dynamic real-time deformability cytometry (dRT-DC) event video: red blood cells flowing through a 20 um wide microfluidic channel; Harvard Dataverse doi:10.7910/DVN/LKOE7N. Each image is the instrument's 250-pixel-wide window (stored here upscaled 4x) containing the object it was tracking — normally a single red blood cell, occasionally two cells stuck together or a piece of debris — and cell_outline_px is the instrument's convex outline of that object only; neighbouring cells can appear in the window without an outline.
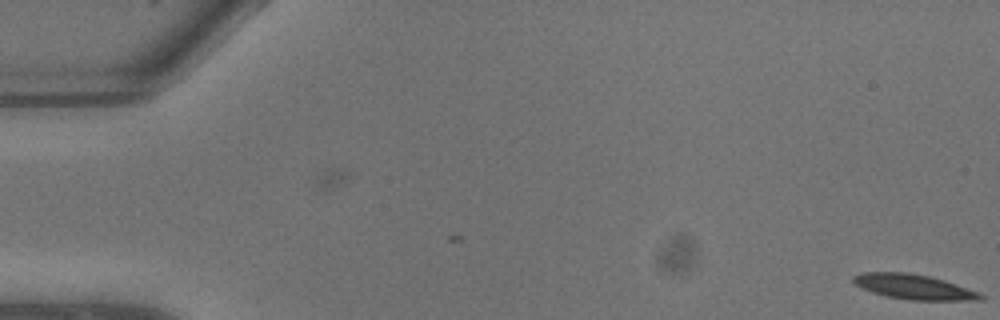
{"species": "common noctule bat (a hibernating species)", "species_latin": "Nyctalus noctula", "temperature_condition": "warm", "stored_images_in_passage": 8, "camera_frame_rate_fps": 3000, "um_per_image_px": 0.085, "animal": {"sex": "male", "body_mass_g": 13.3}, "frame": {"image": 1, "passage_image": 1, "time_ms": 0.0, "image_size_px": [1000, 320], "cell_outline_px": [[984, 296], [980, 300], [908, 300], [884, 296], [872, 292], [856, 284], [852, 280], [852, 276], [864, 272], [904, 272], [928, 276], [944, 280], [980, 292]], "centroid_in_image_um": [77.67, 24.38], "position_along_channel_um": 7.3, "area_um2": 18.38}}
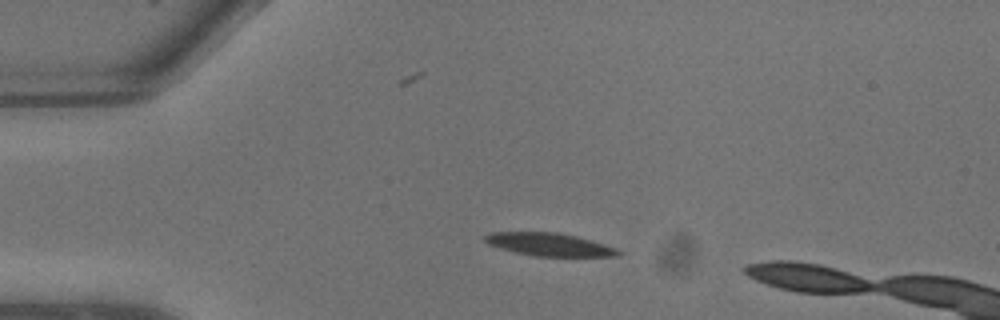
{"frame": {"image": 2, "passage_image": 6, "time_ms": 1.667, "image_size_px": [1000, 320], "cell_outline_px": [[624, 252], [616, 256], [536, 256], [516, 252], [500, 248], [488, 244], [484, 240], [484, 236], [492, 232], [556, 232], [576, 236], [592, 240], [616, 248]], "centroid_in_image_um": [46.71, 20.77], "position_along_channel_um": 38.3, "area_um2": 17.69}}